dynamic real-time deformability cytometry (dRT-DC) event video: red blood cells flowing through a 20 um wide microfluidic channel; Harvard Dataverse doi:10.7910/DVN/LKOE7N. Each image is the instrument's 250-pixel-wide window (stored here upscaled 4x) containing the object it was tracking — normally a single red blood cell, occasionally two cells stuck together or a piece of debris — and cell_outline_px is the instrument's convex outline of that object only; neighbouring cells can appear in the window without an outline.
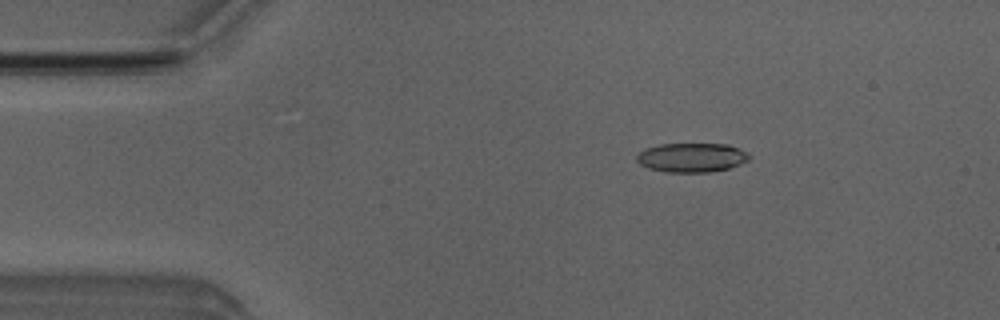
{"species": "Egyptian fruit bat (a non-hibernating species)", "species_latin": "Rousettus aegyptiacus", "temperature_condition": "room temperature", "stored_images_in_passage": 7, "camera_frame_rate_fps": 3000, "um_per_image_px": 0.085, "animal": {"sex": "male"}, "frame": {"image": 1, "passage_image": 2, "time_ms": 1.333, "image_size_px": [1000, 320], "cell_outline_px": [[748, 160], [740, 164], [728, 168], [708, 172], [668, 172], [648, 168], [640, 164], [636, 160], [636, 156], [644, 148], [660, 144], [728, 144], [740, 148], [748, 152]], "centroid_in_image_um": [58.78, 13.38], "position_along_channel_um": 26.2, "area_um2": 19.13}}
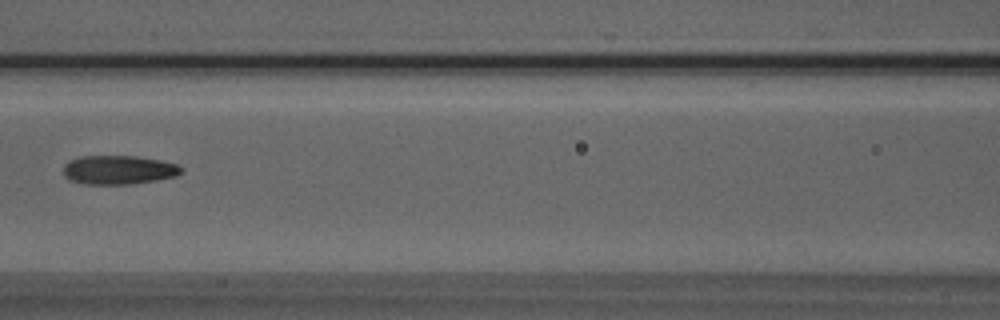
{"frame": {"image": 2, "passage_image": 6, "time_ms": 6.0, "image_size_px": [1000, 320], "cell_outline_px": [[184, 168], [176, 176], [156, 180], [128, 184], [84, 184], [68, 180], [64, 176], [64, 164], [68, 160], [80, 156], [136, 156], [160, 160], [176, 164]], "centroid_in_image_um": [10.04, 14.43], "position_along_channel_um": 156.6, "area_um2": 19.94}}
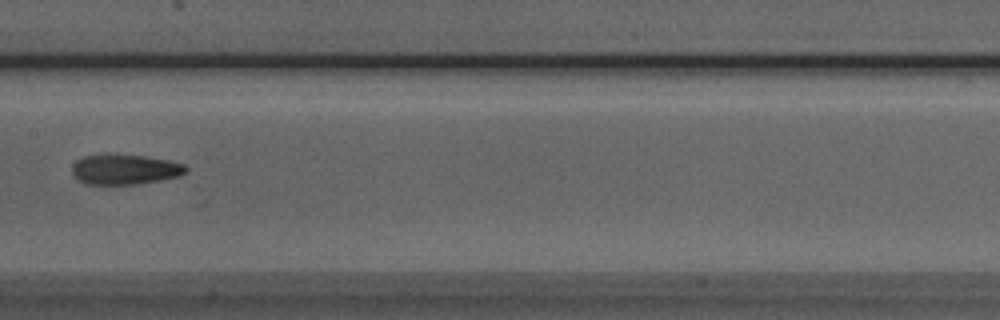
{"frame": {"image": 3, "passage_image": 7, "time_ms": 7.0, "image_size_px": [1000, 320], "cell_outline_px": [[188, 172], [180, 176], [136, 184], [84, 184], [72, 172], [72, 164], [76, 160], [84, 156], [104, 152], [112, 152], [144, 156], [168, 160], [184, 164], [188, 168]], "centroid_in_image_um": [10.59, 14.36], "position_along_channel_um": 196.8, "area_um2": 20.46}}